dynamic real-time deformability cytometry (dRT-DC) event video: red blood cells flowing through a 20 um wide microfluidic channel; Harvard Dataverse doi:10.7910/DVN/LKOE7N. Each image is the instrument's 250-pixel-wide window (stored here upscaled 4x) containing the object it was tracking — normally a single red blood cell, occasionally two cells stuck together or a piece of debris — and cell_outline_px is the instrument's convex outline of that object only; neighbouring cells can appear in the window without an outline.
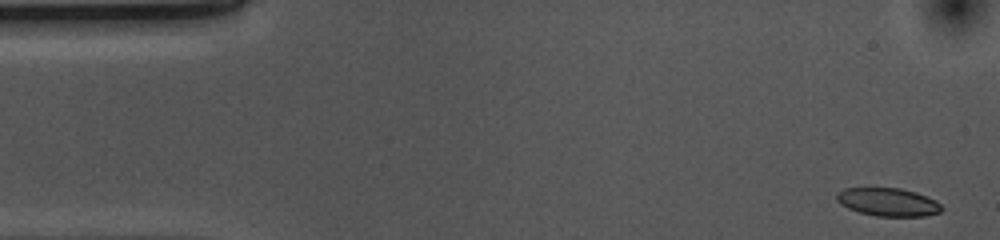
{"species": "common noctule bat (a hibernating species)", "species_latin": "Nyctalus noctula", "temperature_condition": "cold", "stored_images_in_passage": 48, "camera_frame_rate_fps": 3000, "um_per_image_px": 0.085, "animal": {"sex": "female", "body_mass_g": 10.0, "forearm_length_mm": 53.1}, "frame": {"image": 1, "passage_image": 1, "time_ms": 0.0, "image_size_px": [1000, 240], "cell_outline_px": [[944, 208], [940, 212], [924, 216], [876, 216], [860, 212], [848, 208], [840, 204], [836, 200], [836, 192], [844, 188], [900, 188], [916, 192], [936, 200]], "centroid_in_image_um": [75.47, 17.17], "position_along_channel_um": 9.5, "area_um2": 17.28}}
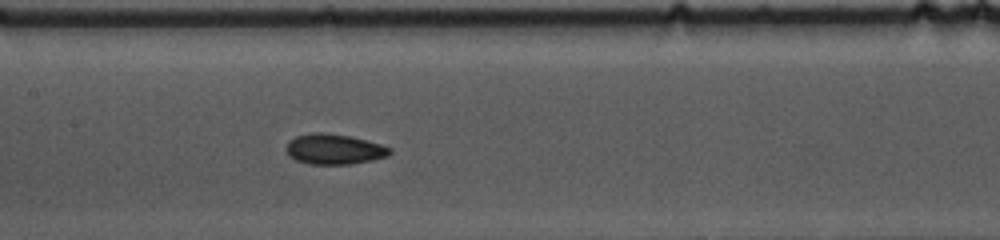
{"frame": {"image": 2, "passage_image": 23, "time_ms": 7.333, "image_size_px": [1000, 240], "cell_outline_px": [[392, 152], [388, 156], [372, 160], [352, 164], [308, 164], [296, 160], [288, 156], [288, 140], [296, 136], [316, 132], [320, 132], [352, 136], [380, 144], [392, 148]], "centroid_in_image_um": [28.43, 12.68], "position_along_channel_um": 179.0, "area_um2": 18.32}}
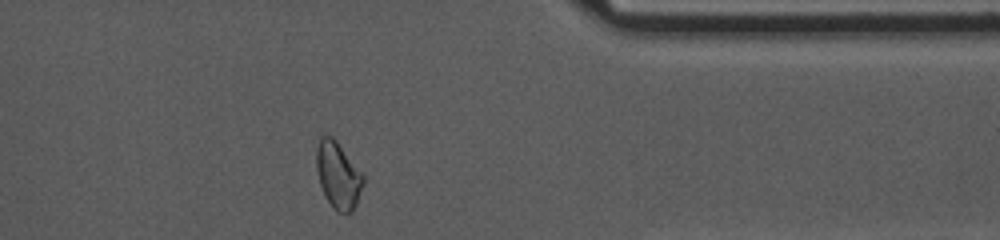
{"frame": {"image": 3, "passage_image": 41, "time_ms": 13.333, "image_size_px": [1000, 240], "cell_outline_px": [[364, 184], [356, 204], [352, 212], [336, 212], [332, 208], [320, 184], [316, 168], [316, 148], [320, 136], [332, 136], [336, 140], [364, 176]], "centroid_in_image_um": [28.73, 14.89], "position_along_channel_um": 382.7, "area_um2": 18.03}, "authors_computed_cell_mechanics": {"area_um2": 18.2359, "velocity_mm_per_s": 3.6947, "shape_relaxation_time_tau1_ms": 5.0042, "shape_relaxation_time_tau2_ms": 2.7922, "deformation_change_tau1": 0.0936, "deformation_change_tau2": 0.0814}}